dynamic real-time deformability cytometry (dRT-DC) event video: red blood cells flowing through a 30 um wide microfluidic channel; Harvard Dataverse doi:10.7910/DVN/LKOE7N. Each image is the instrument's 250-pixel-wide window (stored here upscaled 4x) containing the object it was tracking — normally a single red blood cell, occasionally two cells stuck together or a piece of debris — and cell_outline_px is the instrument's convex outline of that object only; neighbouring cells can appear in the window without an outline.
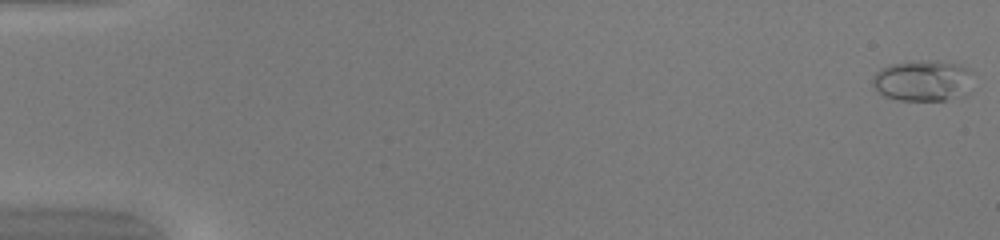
{"species": "common noctule bat (a hibernating species)", "species_latin": "Nyctalus noctula", "temperature_condition": "warm", "stored_images_in_passage": 51, "camera_frame_rate_fps": 3000, "um_per_image_px": 0.085, "animal": {"sex": "female", "body_mass_g": 20.0, "forearm_length_mm": 54.0}, "frame": {"image": 1, "passage_image": 1, "time_ms": 0.0, "image_size_px": [1000, 240], "cell_outline_px": [[972, 72], [968, 96], [944, 100], [896, 100], [884, 96], [872, 84], [872, 76], [880, 68], [888, 64], [920, 60], [936, 60], [956, 64], [968, 68]], "centroid_in_image_um": [78.45, 6.85], "position_along_channel_um": 6.6, "area_um2": 24.45}}
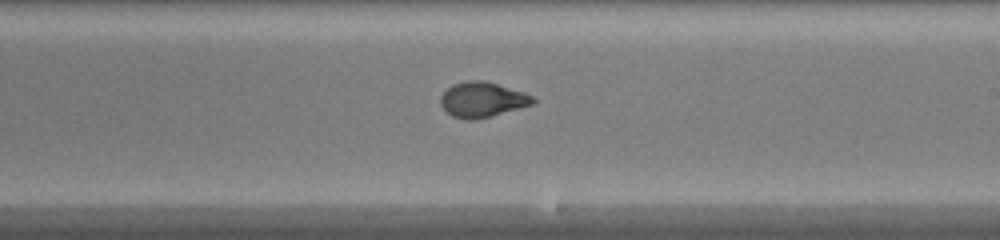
{"frame": {"image": 2, "passage_image": 31, "time_ms": 10.0, "image_size_px": [1000, 240], "cell_outline_px": [[536, 100], [532, 104], [476, 120], [464, 120], [452, 116], [440, 104], [440, 96], [452, 84], [468, 80], [484, 80], [524, 92], [532, 96]], "centroid_in_image_um": [40.96, 8.46], "position_along_channel_um": 248.0, "area_um2": 18.79}}
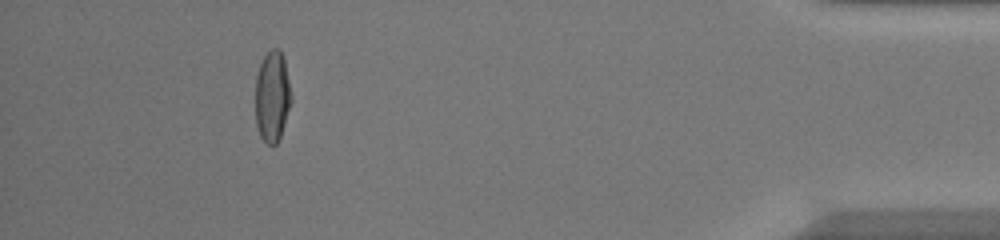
{"frame": {"image": 3, "passage_image": 47, "time_ms": 15.333, "image_size_px": [1000, 240], "cell_outline_px": [[292, 100], [280, 136], [276, 144], [272, 148], [260, 136], [256, 124], [256, 76], [260, 64], [264, 56], [272, 48], [280, 48], [284, 56]], "centroid_in_image_um": [23.14, 8.18], "position_along_channel_um": 412.1, "area_um2": 19.02}, "authors_computed_cell_mechanics": {"area_um2": 19.0162, "velocity_mm_per_s": 4.1343, "shape_relaxation_time_tau1_ms": 6.9278, "shape_relaxation_time_tau2_ms": null, "deformation_change_tau1": 0.2833, "deformation_change_tau2": null}}